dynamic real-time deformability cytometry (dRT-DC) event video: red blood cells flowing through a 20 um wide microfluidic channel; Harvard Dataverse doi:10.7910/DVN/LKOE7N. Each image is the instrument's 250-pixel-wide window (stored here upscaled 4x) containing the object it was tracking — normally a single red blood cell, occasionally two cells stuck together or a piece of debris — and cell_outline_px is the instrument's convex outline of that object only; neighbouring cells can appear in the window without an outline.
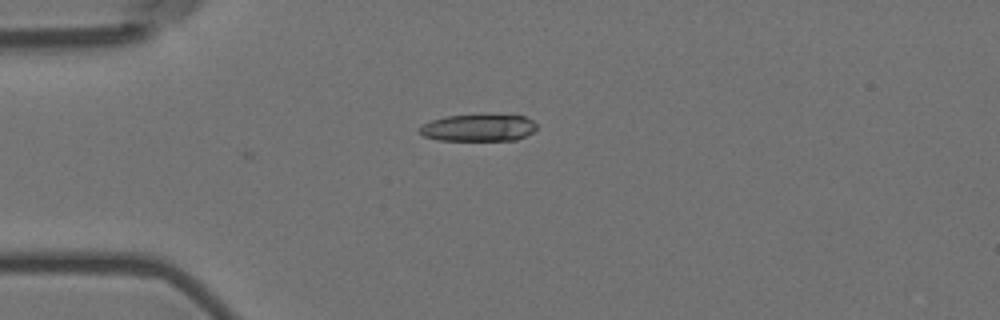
{"species": "Egyptian fruit bat (a non-hibernating species)", "species_latin": "Rousettus aegyptiacus", "temperature_condition": "room temperature", "stored_images_in_passage": 3, "camera_frame_rate_fps": 3000, "um_per_image_px": 0.085, "animal": {"sex": "female"}, "frame": {"image": 1, "passage_image": 1, "time_ms": 0.0, "image_size_px": [1000, 320], "cell_outline_px": [[536, 128], [532, 132], [516, 140], [440, 140], [424, 136], [420, 132], [420, 128], [424, 124], [432, 120], [444, 116], [480, 112], [524, 116], [532, 120], [536, 124]], "centroid_in_image_um": [40.69, 10.81], "position_along_channel_um": 44.3, "area_um2": 19.02}}